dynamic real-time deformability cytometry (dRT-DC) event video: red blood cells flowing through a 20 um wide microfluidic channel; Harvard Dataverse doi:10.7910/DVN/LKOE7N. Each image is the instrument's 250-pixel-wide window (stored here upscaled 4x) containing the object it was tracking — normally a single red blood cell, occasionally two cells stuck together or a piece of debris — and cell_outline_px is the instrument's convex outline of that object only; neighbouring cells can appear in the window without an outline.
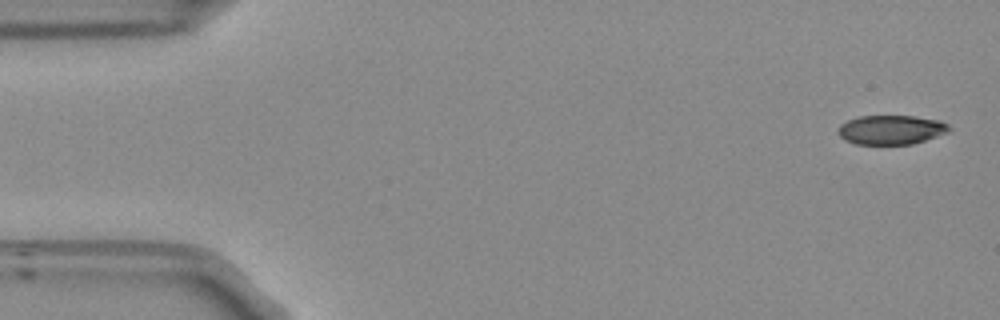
{"species": "Egyptian fruit bat (a non-hibernating species)", "species_latin": "Rousettus aegyptiacus", "temperature_condition": "room temperature", "stored_images_in_passage": 52, "camera_frame_rate_fps": 3000, "um_per_image_px": 0.085, "frame": {"image": 1, "passage_image": 1, "time_ms": 0.0, "image_size_px": [1000, 320], "cell_outline_px": [[952, 128], [948, 132], [912, 144], [856, 144], [844, 140], [836, 132], [836, 128], [840, 124], [848, 120], [860, 116], [916, 116], [940, 120], [948, 124]], "centroid_in_image_um": [75.72, 11.02], "position_along_channel_um": 9.3, "area_um2": 19.07}}
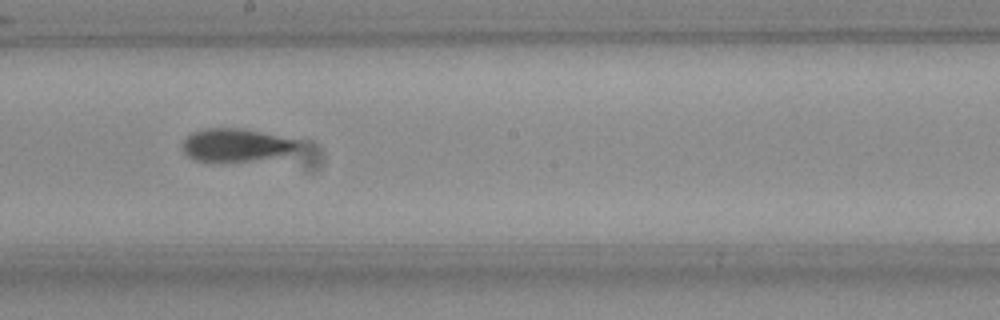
{"frame": {"image": 2, "passage_image": 28, "time_ms": 9.0, "image_size_px": [1000, 320], "cell_outline_px": [[300, 144], [296, 148], [280, 156], [252, 160], [196, 160], [188, 156], [184, 152], [180, 144], [192, 132], [204, 128], [244, 128], [300, 140]], "centroid_in_image_um": [20.05, 12.29], "position_along_channel_um": 228.2, "area_um2": 21.91}}
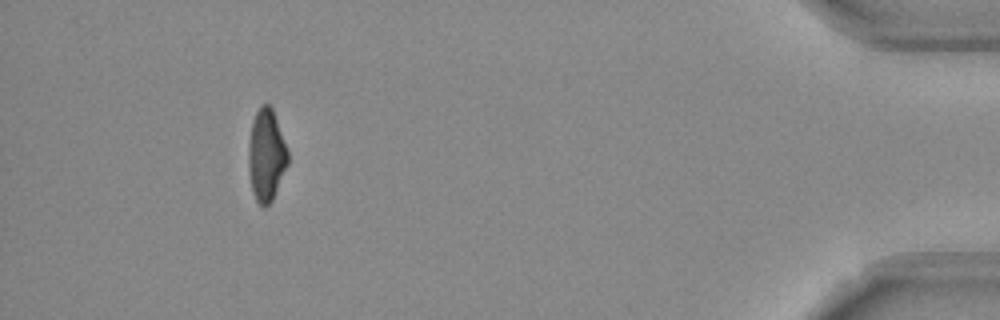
{"frame": {"image": 3, "passage_image": 48, "time_ms": 15.667, "image_size_px": [1000, 320], "cell_outline_px": [[288, 164], [272, 200], [264, 208], [256, 200], [252, 192], [248, 168], [248, 144], [252, 120], [260, 104], [268, 104], [272, 108], [288, 148]], "centroid_in_image_um": [22.63, 13.17], "position_along_channel_um": 412.6, "area_um2": 21.33}, "authors_computed_cell_mechanics": {"area_um2": 21.5594, "velocity_mm_per_s": 3.7784, "shape_relaxation_time_tau1_ms": 8.3034, "shape_relaxation_time_tau2_ms": 3.2057, "deformation_change_tau1": 0.2198, "deformation_change_tau2": 0.0973}}